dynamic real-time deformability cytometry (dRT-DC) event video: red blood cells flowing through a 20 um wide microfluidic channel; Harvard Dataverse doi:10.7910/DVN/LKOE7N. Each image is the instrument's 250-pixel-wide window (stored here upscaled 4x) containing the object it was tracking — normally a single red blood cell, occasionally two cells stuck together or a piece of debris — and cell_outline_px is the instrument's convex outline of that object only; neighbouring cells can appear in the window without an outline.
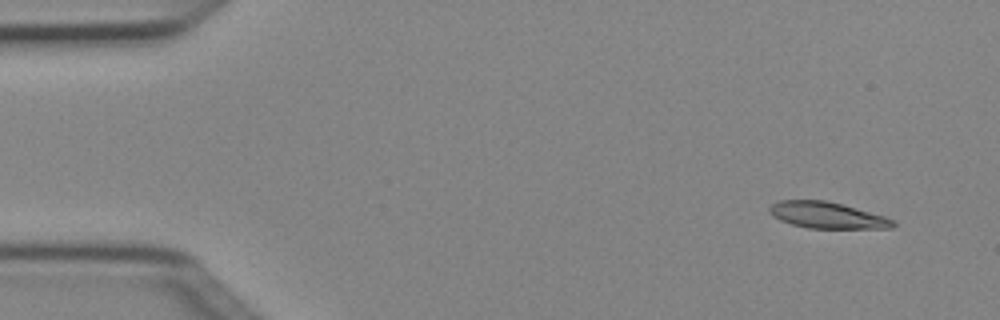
{"species": "Egyptian fruit bat (a non-hibernating species)", "species_latin": "Rousettus aegyptiacus", "temperature_condition": "cold", "stored_images_in_passage": 4, "camera_frame_rate_fps": 3000, "um_per_image_px": 0.085, "animal": {"sex": "female"}, "frame": {"image": 1, "passage_image": 1, "time_ms": 0.0, "image_size_px": [1000, 320], "cell_outline_px": [[896, 224], [892, 228], [808, 228], [792, 224], [780, 220], [772, 216], [768, 212], [768, 208], [772, 204], [780, 200], [824, 200], [840, 204], [884, 216], [896, 220]], "centroid_in_image_um": [70.28, 18.3], "position_along_channel_um": 14.7, "area_um2": 18.84}}
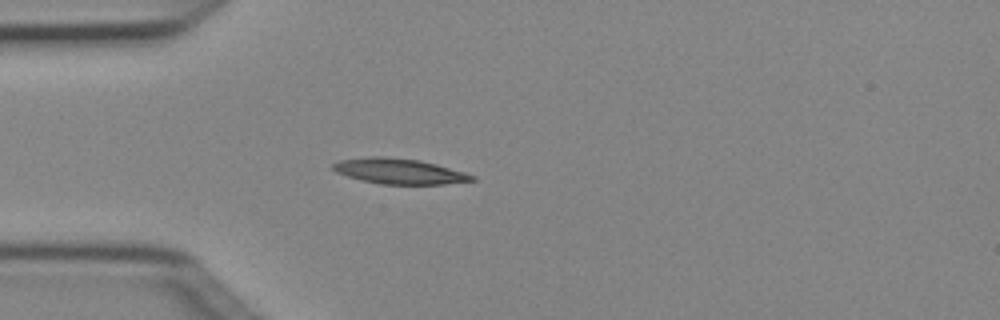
{"frame": {"image": 2, "passage_image": 4, "time_ms": 1.0, "image_size_px": [1000, 320], "cell_outline_px": [[476, 180], [444, 184], [380, 184], [360, 180], [336, 172], [332, 168], [332, 164], [340, 160], [368, 156], [384, 156], [420, 160], [436, 164], [464, 172], [476, 176]], "centroid_in_image_um": [33.92, 14.55], "position_along_channel_um": 51.1, "area_um2": 20.63}}